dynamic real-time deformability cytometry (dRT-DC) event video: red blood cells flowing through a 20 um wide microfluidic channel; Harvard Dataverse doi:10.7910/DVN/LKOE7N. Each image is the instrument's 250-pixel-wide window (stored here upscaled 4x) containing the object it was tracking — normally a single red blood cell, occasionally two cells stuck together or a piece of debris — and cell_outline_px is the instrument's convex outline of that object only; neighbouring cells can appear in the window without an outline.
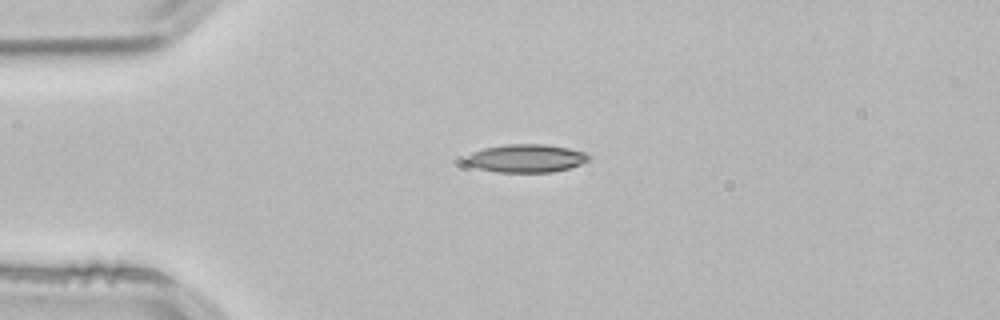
{"species": "common noctule bat (a hibernating species)", "species_latin": "Nyctalus noctula", "temperature_condition": "room temperature", "stored_images_in_passage": 2, "camera_frame_rate_fps": 3000, "um_per_image_px": 0.085, "animal": {"sex": "male", "body_mass_g": 21.5, "forearm_length_mm": 52.0}, "frame": {"image": 1, "passage_image": 1, "time_ms": 0.0, "image_size_px": [1000, 320], "cell_outline_px": [[588, 160], [580, 164], [568, 168], [552, 172], [496, 172], [480, 168], [468, 164], [464, 160], [464, 156], [472, 152], [484, 148], [504, 144], [544, 144], [568, 148], [584, 152], [588, 156]], "centroid_in_image_um": [44.67, 13.45], "position_along_channel_um": 40.3, "area_um2": 20.0}}